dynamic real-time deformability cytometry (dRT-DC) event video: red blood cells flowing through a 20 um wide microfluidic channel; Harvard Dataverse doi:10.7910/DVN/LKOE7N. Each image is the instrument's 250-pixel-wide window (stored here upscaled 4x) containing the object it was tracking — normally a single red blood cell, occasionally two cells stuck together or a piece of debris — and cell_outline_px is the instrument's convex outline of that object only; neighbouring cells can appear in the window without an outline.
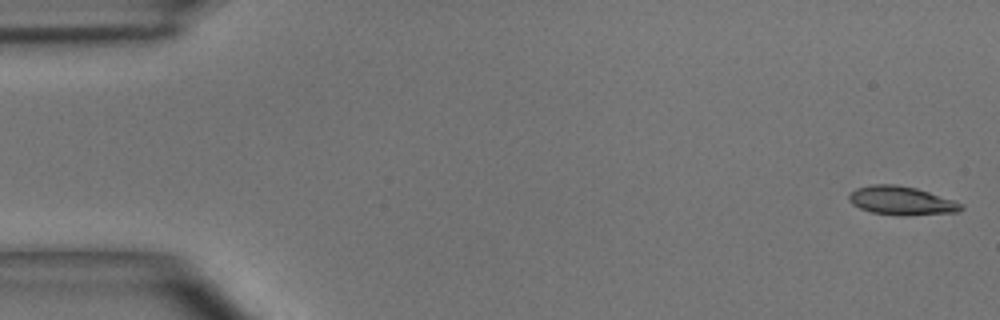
{"species": "common noctule bat (a hibernating species)", "species_latin": "Nyctalus noctula", "temperature_condition": "room temperature", "stored_images_in_passage": 45, "camera_frame_rate_fps": 3000, "um_per_image_px": 0.085, "animal": {"sex": "male", "body_mass_g": 15.6}, "frame": {"image": 1, "passage_image": 1, "time_ms": 0.0, "image_size_px": [1000, 320], "cell_outline_px": [[964, 208], [960, 212], [900, 216], [872, 212], [860, 208], [852, 204], [848, 200], [848, 196], [856, 188], [872, 184], [896, 184], [916, 188], [964, 204]], "centroid_in_image_um": [76.62, 17.06], "position_along_channel_um": 8.4, "area_um2": 18.73}}
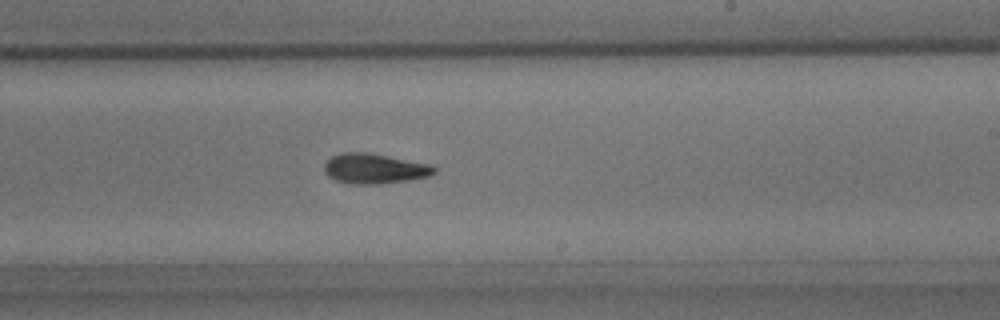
{"frame": {"image": 2, "passage_image": 29, "time_ms": 9.333, "image_size_px": [1000, 320], "cell_outline_px": [[436, 172], [428, 176], [408, 180], [380, 184], [352, 184], [336, 180], [328, 176], [324, 172], [324, 164], [332, 156], [340, 152], [368, 152], [428, 164], [436, 168]], "centroid_in_image_um": [31.79, 14.33], "position_along_channel_um": 257.2, "area_um2": 19.19}}
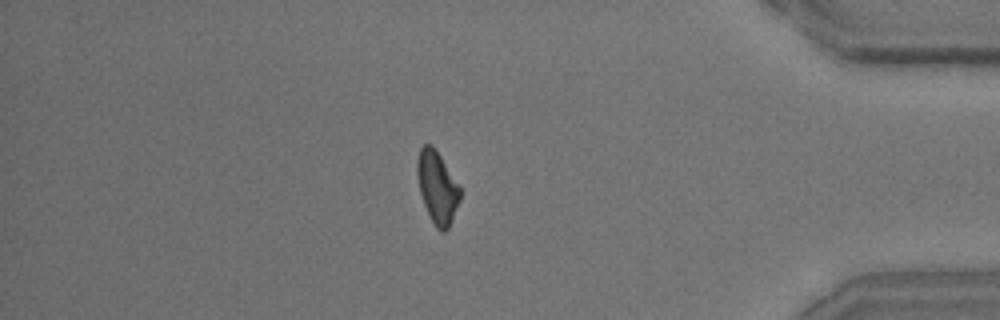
{"frame": {"image": 3, "passage_image": 42, "time_ms": 13.667, "image_size_px": [1000, 320], "cell_outline_px": [[460, 200], [452, 220], [448, 228], [444, 232], [440, 232], [436, 228], [424, 204], [420, 192], [416, 172], [416, 164], [420, 148], [424, 144], [432, 144], [440, 156], [460, 188]], "centroid_in_image_um": [37.15, 15.92], "position_along_channel_um": 398.1, "area_um2": 17.74}}